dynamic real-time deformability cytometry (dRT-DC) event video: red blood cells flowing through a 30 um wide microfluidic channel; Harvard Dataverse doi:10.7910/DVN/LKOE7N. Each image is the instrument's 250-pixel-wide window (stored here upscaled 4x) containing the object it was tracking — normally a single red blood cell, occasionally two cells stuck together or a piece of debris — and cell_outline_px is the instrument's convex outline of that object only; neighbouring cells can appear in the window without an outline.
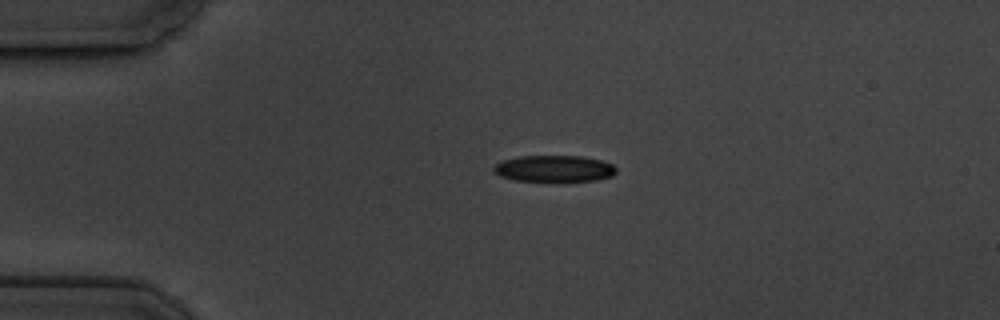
{"species": "common noctule bat (a hibernating species)", "species_latin": "Nyctalus noctula", "temperature_condition": "cold", "stored_images_in_passage": 4, "camera_frame_rate_fps": 3000, "um_per_image_px": 0.085, "animal": {"sex": "male", "body_mass_g": 19.5, "forearm_length_mm": 54.6}, "frame": {"image": 1, "passage_image": 3, "time_ms": 3.0, "image_size_px": [1000, 320], "cell_outline_px": [[616, 172], [612, 176], [596, 180], [560, 184], [548, 184], [512, 180], [500, 176], [492, 168], [496, 164], [504, 160], [520, 156], [584, 156], [604, 160], [612, 164], [616, 168]], "centroid_in_image_um": [47.14, 14.39], "position_along_channel_um": 37.9, "area_um2": 20.06}}